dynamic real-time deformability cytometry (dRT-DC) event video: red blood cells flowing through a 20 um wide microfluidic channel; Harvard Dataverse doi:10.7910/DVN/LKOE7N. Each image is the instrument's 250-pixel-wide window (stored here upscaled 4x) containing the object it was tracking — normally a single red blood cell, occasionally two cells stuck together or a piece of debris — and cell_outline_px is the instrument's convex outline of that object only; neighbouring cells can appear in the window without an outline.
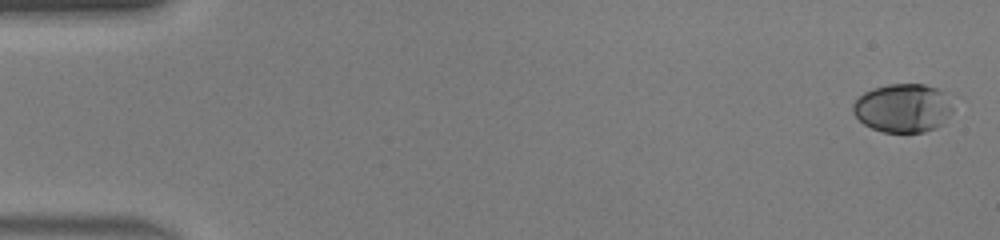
{"species": "human", "species_latin": "Homo sapiens", "temperature_condition": "warm", "stored_images_in_passage": 13, "camera_frame_rate_fps": 3000, "um_per_image_px": 0.085, "donor": {"sex": "male"}, "frame": {"image": 1, "passage_image": 1, "time_ms": 0.0, "image_size_px": [1000, 240], "cell_outline_px": [[952, 112], [936, 128], [924, 132], [884, 132], [872, 128], [864, 124], [852, 112], [852, 104], [864, 92], [872, 88], [888, 84], [924, 84], [936, 88], [952, 96]], "centroid_in_image_um": [76.76, 9.17], "position_along_channel_um": 8.2, "area_um2": 28.5}}